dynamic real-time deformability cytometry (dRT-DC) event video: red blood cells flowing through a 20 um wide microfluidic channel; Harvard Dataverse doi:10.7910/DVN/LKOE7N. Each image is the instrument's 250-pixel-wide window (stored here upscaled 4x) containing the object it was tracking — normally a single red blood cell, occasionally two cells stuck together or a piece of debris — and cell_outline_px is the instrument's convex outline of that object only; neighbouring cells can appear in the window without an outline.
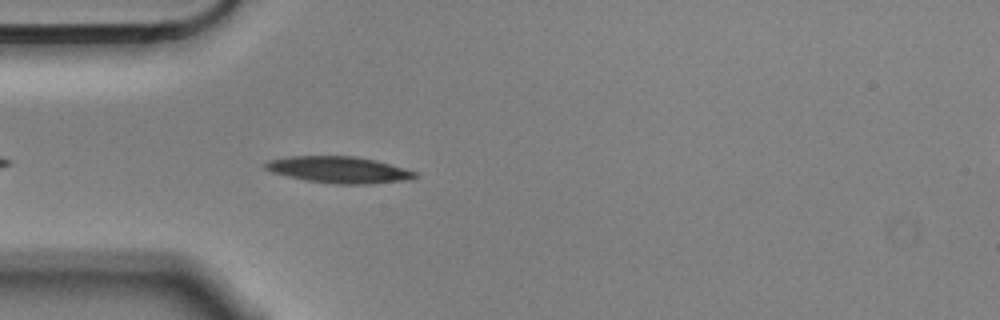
{"species": "Egyptian fruit bat (a non-hibernating species)", "species_latin": "Rousettus aegyptiacus", "temperature_condition": "cold", "stored_images_in_passage": 3, "camera_frame_rate_fps": 3000, "um_per_image_px": 0.085, "animal": {"sex": "male"}, "frame": {"image": 1, "passage_image": 3, "time_ms": 0.667, "image_size_px": [1000, 320], "cell_outline_px": [[416, 176], [412, 180], [368, 184], [336, 184], [308, 180], [288, 176], [272, 172], [264, 168], [264, 164], [268, 160], [288, 156], [356, 156], [376, 160], [416, 172]], "centroid_in_image_um": [28.81, 14.42], "position_along_channel_um": 56.2, "area_um2": 23.06}}